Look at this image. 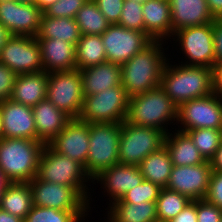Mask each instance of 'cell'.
<instances>
[{"label": "cell", "instance_id": "cell-24", "mask_svg": "<svg viewBox=\"0 0 222 222\" xmlns=\"http://www.w3.org/2000/svg\"><path fill=\"white\" fill-rule=\"evenodd\" d=\"M84 96L121 85V67L109 61L80 70Z\"/></svg>", "mask_w": 222, "mask_h": 222}, {"label": "cell", "instance_id": "cell-45", "mask_svg": "<svg viewBox=\"0 0 222 222\" xmlns=\"http://www.w3.org/2000/svg\"><path fill=\"white\" fill-rule=\"evenodd\" d=\"M214 91L222 97V61L216 62L213 68Z\"/></svg>", "mask_w": 222, "mask_h": 222}, {"label": "cell", "instance_id": "cell-43", "mask_svg": "<svg viewBox=\"0 0 222 222\" xmlns=\"http://www.w3.org/2000/svg\"><path fill=\"white\" fill-rule=\"evenodd\" d=\"M213 38L215 62L222 61V20L220 18L213 21Z\"/></svg>", "mask_w": 222, "mask_h": 222}, {"label": "cell", "instance_id": "cell-22", "mask_svg": "<svg viewBox=\"0 0 222 222\" xmlns=\"http://www.w3.org/2000/svg\"><path fill=\"white\" fill-rule=\"evenodd\" d=\"M145 34L152 41H170L172 37L169 1L148 0L142 4Z\"/></svg>", "mask_w": 222, "mask_h": 222}, {"label": "cell", "instance_id": "cell-52", "mask_svg": "<svg viewBox=\"0 0 222 222\" xmlns=\"http://www.w3.org/2000/svg\"><path fill=\"white\" fill-rule=\"evenodd\" d=\"M3 138V123H2V114L0 109V139Z\"/></svg>", "mask_w": 222, "mask_h": 222}, {"label": "cell", "instance_id": "cell-5", "mask_svg": "<svg viewBox=\"0 0 222 222\" xmlns=\"http://www.w3.org/2000/svg\"><path fill=\"white\" fill-rule=\"evenodd\" d=\"M45 144L26 138L0 139V170L11 182H29L37 176Z\"/></svg>", "mask_w": 222, "mask_h": 222}, {"label": "cell", "instance_id": "cell-35", "mask_svg": "<svg viewBox=\"0 0 222 222\" xmlns=\"http://www.w3.org/2000/svg\"><path fill=\"white\" fill-rule=\"evenodd\" d=\"M78 211L57 210L33 205L24 222H85Z\"/></svg>", "mask_w": 222, "mask_h": 222}, {"label": "cell", "instance_id": "cell-27", "mask_svg": "<svg viewBox=\"0 0 222 222\" xmlns=\"http://www.w3.org/2000/svg\"><path fill=\"white\" fill-rule=\"evenodd\" d=\"M108 207V208H107ZM103 218L105 222H156V202L112 203L107 206ZM107 216V217H106Z\"/></svg>", "mask_w": 222, "mask_h": 222}, {"label": "cell", "instance_id": "cell-47", "mask_svg": "<svg viewBox=\"0 0 222 222\" xmlns=\"http://www.w3.org/2000/svg\"><path fill=\"white\" fill-rule=\"evenodd\" d=\"M209 162L213 171H222V142Z\"/></svg>", "mask_w": 222, "mask_h": 222}, {"label": "cell", "instance_id": "cell-39", "mask_svg": "<svg viewBox=\"0 0 222 222\" xmlns=\"http://www.w3.org/2000/svg\"><path fill=\"white\" fill-rule=\"evenodd\" d=\"M197 222H221L222 210L205 199L196 200Z\"/></svg>", "mask_w": 222, "mask_h": 222}, {"label": "cell", "instance_id": "cell-26", "mask_svg": "<svg viewBox=\"0 0 222 222\" xmlns=\"http://www.w3.org/2000/svg\"><path fill=\"white\" fill-rule=\"evenodd\" d=\"M164 145L173 166H193L207 162L186 132L173 129L166 134Z\"/></svg>", "mask_w": 222, "mask_h": 222}, {"label": "cell", "instance_id": "cell-11", "mask_svg": "<svg viewBox=\"0 0 222 222\" xmlns=\"http://www.w3.org/2000/svg\"><path fill=\"white\" fill-rule=\"evenodd\" d=\"M46 98L72 119H78L84 100L80 70L48 73Z\"/></svg>", "mask_w": 222, "mask_h": 222}, {"label": "cell", "instance_id": "cell-13", "mask_svg": "<svg viewBox=\"0 0 222 222\" xmlns=\"http://www.w3.org/2000/svg\"><path fill=\"white\" fill-rule=\"evenodd\" d=\"M0 63L16 75L44 71L36 37L11 35L2 48Z\"/></svg>", "mask_w": 222, "mask_h": 222}, {"label": "cell", "instance_id": "cell-49", "mask_svg": "<svg viewBox=\"0 0 222 222\" xmlns=\"http://www.w3.org/2000/svg\"><path fill=\"white\" fill-rule=\"evenodd\" d=\"M10 36L9 31L0 23V54Z\"/></svg>", "mask_w": 222, "mask_h": 222}, {"label": "cell", "instance_id": "cell-42", "mask_svg": "<svg viewBox=\"0 0 222 222\" xmlns=\"http://www.w3.org/2000/svg\"><path fill=\"white\" fill-rule=\"evenodd\" d=\"M15 78L16 74L0 63V102L11 98Z\"/></svg>", "mask_w": 222, "mask_h": 222}, {"label": "cell", "instance_id": "cell-34", "mask_svg": "<svg viewBox=\"0 0 222 222\" xmlns=\"http://www.w3.org/2000/svg\"><path fill=\"white\" fill-rule=\"evenodd\" d=\"M206 161H210L222 142V129L201 128L185 131Z\"/></svg>", "mask_w": 222, "mask_h": 222}, {"label": "cell", "instance_id": "cell-1", "mask_svg": "<svg viewBox=\"0 0 222 222\" xmlns=\"http://www.w3.org/2000/svg\"><path fill=\"white\" fill-rule=\"evenodd\" d=\"M167 42L152 41L121 67V85L129 97L161 86V74L169 57ZM167 52V53H166Z\"/></svg>", "mask_w": 222, "mask_h": 222}, {"label": "cell", "instance_id": "cell-46", "mask_svg": "<svg viewBox=\"0 0 222 222\" xmlns=\"http://www.w3.org/2000/svg\"><path fill=\"white\" fill-rule=\"evenodd\" d=\"M210 13L215 19L222 16V0H206Z\"/></svg>", "mask_w": 222, "mask_h": 222}, {"label": "cell", "instance_id": "cell-3", "mask_svg": "<svg viewBox=\"0 0 222 222\" xmlns=\"http://www.w3.org/2000/svg\"><path fill=\"white\" fill-rule=\"evenodd\" d=\"M177 111L178 107L164 89L158 86L129 98L126 121L135 126L156 128L167 134L176 127Z\"/></svg>", "mask_w": 222, "mask_h": 222}, {"label": "cell", "instance_id": "cell-4", "mask_svg": "<svg viewBox=\"0 0 222 222\" xmlns=\"http://www.w3.org/2000/svg\"><path fill=\"white\" fill-rule=\"evenodd\" d=\"M36 177L43 181L76 188L89 201L90 212L95 209V205L91 207L94 198L96 200L92 195L94 193V187L91 188L92 179L84 166L54 151L48 144H45L41 153Z\"/></svg>", "mask_w": 222, "mask_h": 222}, {"label": "cell", "instance_id": "cell-54", "mask_svg": "<svg viewBox=\"0 0 222 222\" xmlns=\"http://www.w3.org/2000/svg\"><path fill=\"white\" fill-rule=\"evenodd\" d=\"M134 1H136V2H139V3H145V2H147L148 0H134Z\"/></svg>", "mask_w": 222, "mask_h": 222}, {"label": "cell", "instance_id": "cell-21", "mask_svg": "<svg viewBox=\"0 0 222 222\" xmlns=\"http://www.w3.org/2000/svg\"><path fill=\"white\" fill-rule=\"evenodd\" d=\"M172 35L180 29L213 23L206 0H170Z\"/></svg>", "mask_w": 222, "mask_h": 222}, {"label": "cell", "instance_id": "cell-15", "mask_svg": "<svg viewBox=\"0 0 222 222\" xmlns=\"http://www.w3.org/2000/svg\"><path fill=\"white\" fill-rule=\"evenodd\" d=\"M144 180L141 169L136 165L117 163L103 171L92 179V184L100 186V190L105 197H108L106 205L122 199L131 189L141 184ZM107 195V196H106Z\"/></svg>", "mask_w": 222, "mask_h": 222}, {"label": "cell", "instance_id": "cell-30", "mask_svg": "<svg viewBox=\"0 0 222 222\" xmlns=\"http://www.w3.org/2000/svg\"><path fill=\"white\" fill-rule=\"evenodd\" d=\"M80 36L79 27L74 18L50 17L43 13L36 38H58L76 46Z\"/></svg>", "mask_w": 222, "mask_h": 222}, {"label": "cell", "instance_id": "cell-6", "mask_svg": "<svg viewBox=\"0 0 222 222\" xmlns=\"http://www.w3.org/2000/svg\"><path fill=\"white\" fill-rule=\"evenodd\" d=\"M121 123H89V150L85 171L91 179L119 163Z\"/></svg>", "mask_w": 222, "mask_h": 222}, {"label": "cell", "instance_id": "cell-9", "mask_svg": "<svg viewBox=\"0 0 222 222\" xmlns=\"http://www.w3.org/2000/svg\"><path fill=\"white\" fill-rule=\"evenodd\" d=\"M166 134L156 128L121 123L119 163L139 166L152 152L164 146Z\"/></svg>", "mask_w": 222, "mask_h": 222}, {"label": "cell", "instance_id": "cell-19", "mask_svg": "<svg viewBox=\"0 0 222 222\" xmlns=\"http://www.w3.org/2000/svg\"><path fill=\"white\" fill-rule=\"evenodd\" d=\"M3 138H26L37 140L32 107L7 99L0 102Z\"/></svg>", "mask_w": 222, "mask_h": 222}, {"label": "cell", "instance_id": "cell-7", "mask_svg": "<svg viewBox=\"0 0 222 222\" xmlns=\"http://www.w3.org/2000/svg\"><path fill=\"white\" fill-rule=\"evenodd\" d=\"M171 40H173L174 46H177L174 47L171 45L172 48H176V50L179 48V52L177 51L178 55H181L179 53H183L184 56L180 57L182 61L177 62L184 65L214 68L216 62L213 23L180 29L173 33L169 44H173Z\"/></svg>", "mask_w": 222, "mask_h": 222}, {"label": "cell", "instance_id": "cell-32", "mask_svg": "<svg viewBox=\"0 0 222 222\" xmlns=\"http://www.w3.org/2000/svg\"><path fill=\"white\" fill-rule=\"evenodd\" d=\"M74 19L81 35H102L110 26L94 0H87Z\"/></svg>", "mask_w": 222, "mask_h": 222}, {"label": "cell", "instance_id": "cell-12", "mask_svg": "<svg viewBox=\"0 0 222 222\" xmlns=\"http://www.w3.org/2000/svg\"><path fill=\"white\" fill-rule=\"evenodd\" d=\"M201 128L222 129V97L215 91L178 107L175 129L185 132Z\"/></svg>", "mask_w": 222, "mask_h": 222}, {"label": "cell", "instance_id": "cell-25", "mask_svg": "<svg viewBox=\"0 0 222 222\" xmlns=\"http://www.w3.org/2000/svg\"><path fill=\"white\" fill-rule=\"evenodd\" d=\"M48 73H27L16 75L10 99L20 104L34 107L46 99Z\"/></svg>", "mask_w": 222, "mask_h": 222}, {"label": "cell", "instance_id": "cell-40", "mask_svg": "<svg viewBox=\"0 0 222 222\" xmlns=\"http://www.w3.org/2000/svg\"><path fill=\"white\" fill-rule=\"evenodd\" d=\"M110 24H118L124 0H94Z\"/></svg>", "mask_w": 222, "mask_h": 222}, {"label": "cell", "instance_id": "cell-37", "mask_svg": "<svg viewBox=\"0 0 222 222\" xmlns=\"http://www.w3.org/2000/svg\"><path fill=\"white\" fill-rule=\"evenodd\" d=\"M161 188L148 180L143 182L133 189L129 190L120 200L113 203H133L138 204L141 202H156Z\"/></svg>", "mask_w": 222, "mask_h": 222}, {"label": "cell", "instance_id": "cell-23", "mask_svg": "<svg viewBox=\"0 0 222 222\" xmlns=\"http://www.w3.org/2000/svg\"><path fill=\"white\" fill-rule=\"evenodd\" d=\"M37 141L49 144L71 121V117L55 107L47 98L32 107Z\"/></svg>", "mask_w": 222, "mask_h": 222}, {"label": "cell", "instance_id": "cell-51", "mask_svg": "<svg viewBox=\"0 0 222 222\" xmlns=\"http://www.w3.org/2000/svg\"><path fill=\"white\" fill-rule=\"evenodd\" d=\"M9 182L5 179L3 173L0 170V195L2 193L3 188L8 184Z\"/></svg>", "mask_w": 222, "mask_h": 222}, {"label": "cell", "instance_id": "cell-36", "mask_svg": "<svg viewBox=\"0 0 222 222\" xmlns=\"http://www.w3.org/2000/svg\"><path fill=\"white\" fill-rule=\"evenodd\" d=\"M118 25H121L122 27L130 30H136L145 33L142 3L136 2L134 0H124Z\"/></svg>", "mask_w": 222, "mask_h": 222}, {"label": "cell", "instance_id": "cell-38", "mask_svg": "<svg viewBox=\"0 0 222 222\" xmlns=\"http://www.w3.org/2000/svg\"><path fill=\"white\" fill-rule=\"evenodd\" d=\"M87 0H57L43 13L50 17L75 18Z\"/></svg>", "mask_w": 222, "mask_h": 222}, {"label": "cell", "instance_id": "cell-48", "mask_svg": "<svg viewBox=\"0 0 222 222\" xmlns=\"http://www.w3.org/2000/svg\"><path fill=\"white\" fill-rule=\"evenodd\" d=\"M0 222H24V220L0 209Z\"/></svg>", "mask_w": 222, "mask_h": 222}, {"label": "cell", "instance_id": "cell-33", "mask_svg": "<svg viewBox=\"0 0 222 222\" xmlns=\"http://www.w3.org/2000/svg\"><path fill=\"white\" fill-rule=\"evenodd\" d=\"M191 200L176 191L161 188L156 200V210L158 221L169 222L176 217Z\"/></svg>", "mask_w": 222, "mask_h": 222}, {"label": "cell", "instance_id": "cell-10", "mask_svg": "<svg viewBox=\"0 0 222 222\" xmlns=\"http://www.w3.org/2000/svg\"><path fill=\"white\" fill-rule=\"evenodd\" d=\"M33 205L57 210L78 211L88 222L91 215L89 201L74 187L43 181L34 177L29 181ZM88 216V217H87Z\"/></svg>", "mask_w": 222, "mask_h": 222}, {"label": "cell", "instance_id": "cell-2", "mask_svg": "<svg viewBox=\"0 0 222 222\" xmlns=\"http://www.w3.org/2000/svg\"><path fill=\"white\" fill-rule=\"evenodd\" d=\"M171 52L161 74V87L177 107L214 92L212 68L176 63Z\"/></svg>", "mask_w": 222, "mask_h": 222}, {"label": "cell", "instance_id": "cell-20", "mask_svg": "<svg viewBox=\"0 0 222 222\" xmlns=\"http://www.w3.org/2000/svg\"><path fill=\"white\" fill-rule=\"evenodd\" d=\"M43 70L46 73L71 71L76 66V46L57 39L37 38Z\"/></svg>", "mask_w": 222, "mask_h": 222}, {"label": "cell", "instance_id": "cell-44", "mask_svg": "<svg viewBox=\"0 0 222 222\" xmlns=\"http://www.w3.org/2000/svg\"><path fill=\"white\" fill-rule=\"evenodd\" d=\"M169 222H197L196 200L186 205V207Z\"/></svg>", "mask_w": 222, "mask_h": 222}, {"label": "cell", "instance_id": "cell-53", "mask_svg": "<svg viewBox=\"0 0 222 222\" xmlns=\"http://www.w3.org/2000/svg\"><path fill=\"white\" fill-rule=\"evenodd\" d=\"M16 1H18L20 3L32 4V3H34L35 0H16Z\"/></svg>", "mask_w": 222, "mask_h": 222}, {"label": "cell", "instance_id": "cell-28", "mask_svg": "<svg viewBox=\"0 0 222 222\" xmlns=\"http://www.w3.org/2000/svg\"><path fill=\"white\" fill-rule=\"evenodd\" d=\"M33 207L32 191L29 182H11L2 190L0 209L25 219Z\"/></svg>", "mask_w": 222, "mask_h": 222}, {"label": "cell", "instance_id": "cell-16", "mask_svg": "<svg viewBox=\"0 0 222 222\" xmlns=\"http://www.w3.org/2000/svg\"><path fill=\"white\" fill-rule=\"evenodd\" d=\"M43 12L34 4L16 0L0 2V23L10 35L36 37Z\"/></svg>", "mask_w": 222, "mask_h": 222}, {"label": "cell", "instance_id": "cell-14", "mask_svg": "<svg viewBox=\"0 0 222 222\" xmlns=\"http://www.w3.org/2000/svg\"><path fill=\"white\" fill-rule=\"evenodd\" d=\"M101 37L107 61L119 65L127 62L152 42L144 32L130 30L118 24H110Z\"/></svg>", "mask_w": 222, "mask_h": 222}, {"label": "cell", "instance_id": "cell-29", "mask_svg": "<svg viewBox=\"0 0 222 222\" xmlns=\"http://www.w3.org/2000/svg\"><path fill=\"white\" fill-rule=\"evenodd\" d=\"M139 167L145 180L151 181L160 188H166L173 163L164 145L144 158Z\"/></svg>", "mask_w": 222, "mask_h": 222}, {"label": "cell", "instance_id": "cell-50", "mask_svg": "<svg viewBox=\"0 0 222 222\" xmlns=\"http://www.w3.org/2000/svg\"><path fill=\"white\" fill-rule=\"evenodd\" d=\"M57 0H35L34 4L42 11L44 12L48 7H50L53 3H55Z\"/></svg>", "mask_w": 222, "mask_h": 222}, {"label": "cell", "instance_id": "cell-18", "mask_svg": "<svg viewBox=\"0 0 222 222\" xmlns=\"http://www.w3.org/2000/svg\"><path fill=\"white\" fill-rule=\"evenodd\" d=\"M48 145L54 151L68 156L85 168L89 150V123L71 119Z\"/></svg>", "mask_w": 222, "mask_h": 222}, {"label": "cell", "instance_id": "cell-31", "mask_svg": "<svg viewBox=\"0 0 222 222\" xmlns=\"http://www.w3.org/2000/svg\"><path fill=\"white\" fill-rule=\"evenodd\" d=\"M106 61V52L101 35H81L76 44L77 69L89 68Z\"/></svg>", "mask_w": 222, "mask_h": 222}, {"label": "cell", "instance_id": "cell-8", "mask_svg": "<svg viewBox=\"0 0 222 222\" xmlns=\"http://www.w3.org/2000/svg\"><path fill=\"white\" fill-rule=\"evenodd\" d=\"M129 98L122 85L84 96L78 119L86 123H122L127 118Z\"/></svg>", "mask_w": 222, "mask_h": 222}, {"label": "cell", "instance_id": "cell-17", "mask_svg": "<svg viewBox=\"0 0 222 222\" xmlns=\"http://www.w3.org/2000/svg\"><path fill=\"white\" fill-rule=\"evenodd\" d=\"M212 171L209 161L193 166H173L166 188L183 194L191 201L204 199Z\"/></svg>", "mask_w": 222, "mask_h": 222}, {"label": "cell", "instance_id": "cell-41", "mask_svg": "<svg viewBox=\"0 0 222 222\" xmlns=\"http://www.w3.org/2000/svg\"><path fill=\"white\" fill-rule=\"evenodd\" d=\"M204 199L222 210V171H212L208 191Z\"/></svg>", "mask_w": 222, "mask_h": 222}]
</instances>
